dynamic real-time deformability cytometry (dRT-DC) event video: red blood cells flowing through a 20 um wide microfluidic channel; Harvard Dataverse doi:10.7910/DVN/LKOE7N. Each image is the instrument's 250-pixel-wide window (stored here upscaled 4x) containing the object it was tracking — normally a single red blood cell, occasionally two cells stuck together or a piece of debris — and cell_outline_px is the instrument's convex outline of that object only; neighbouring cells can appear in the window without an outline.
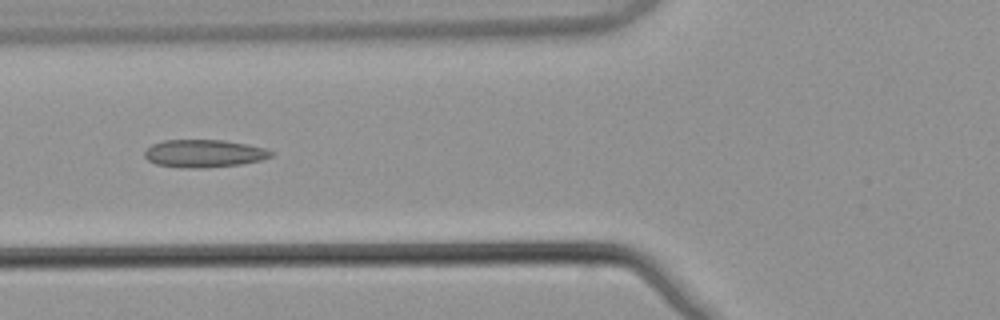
{"species": "common noctule bat (a hibernating species)", "species_latin": "Nyctalus noctula", "temperature_condition": "warm", "stored_images_in_passage": 8, "camera_frame_rate_fps": 3000, "um_per_image_px": 0.085, "animal": {"sex": "male", "body_mass_g": 21.5, "forearm_length_mm": 52.0}, "frame": {"image": 1, "passage_image": 5, "time_ms": 1.333, "image_size_px": [1000, 320], "cell_outline_px": [[272, 156], [260, 160], [240, 164], [204, 168], [196, 168], [156, 164], [148, 160], [144, 156], [144, 152], [152, 144], [164, 140], [224, 140], [248, 144], [264, 148], [272, 152]], "centroid_in_image_um": [17.34, 13.03], "position_along_channel_um": 108.5, "area_um2": 20.17}}
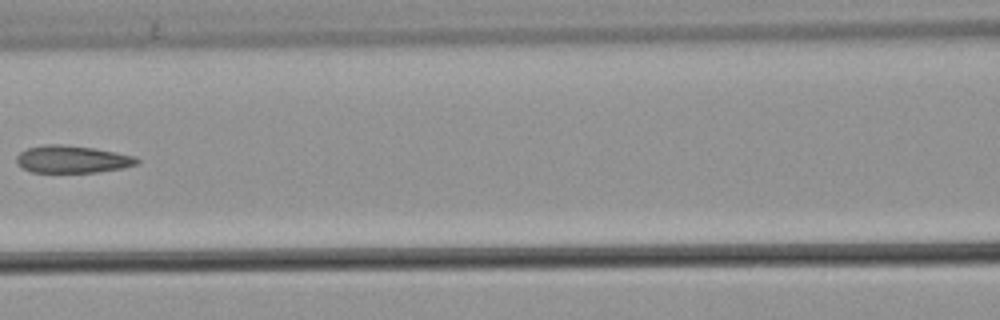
{"frame": {"image": 2, "passage_image": 6, "time_ms": 1.667, "image_size_px": [1000, 320], "cell_outline_px": [[140, 160], [136, 164], [124, 168], [96, 172], [32, 172], [16, 164], [16, 156], [20, 152], [28, 148], [44, 144], [60, 144], [96, 148], [136, 156]], "centroid_in_image_um": [6.15, 13.53], "position_along_channel_um": 160.5, "area_um2": 19.31}}
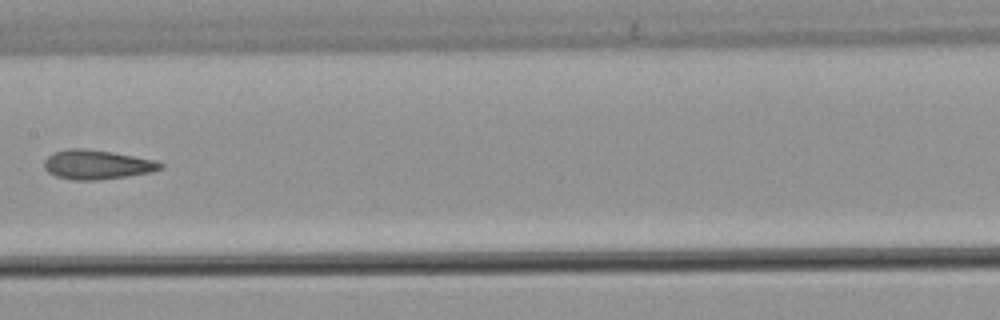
{"frame": {"image": 3, "passage_image": 7, "time_ms": 2.0, "image_size_px": [1000, 320], "cell_outline_px": [[164, 168], [152, 172], [100, 180], [76, 180], [56, 176], [48, 172], [44, 168], [44, 160], [52, 152], [68, 148], [84, 148], [112, 152], [156, 160], [164, 164]], "centroid_in_image_um": [8.25, 13.98], "position_along_channel_um": 199.2, "area_um2": 20.0}}